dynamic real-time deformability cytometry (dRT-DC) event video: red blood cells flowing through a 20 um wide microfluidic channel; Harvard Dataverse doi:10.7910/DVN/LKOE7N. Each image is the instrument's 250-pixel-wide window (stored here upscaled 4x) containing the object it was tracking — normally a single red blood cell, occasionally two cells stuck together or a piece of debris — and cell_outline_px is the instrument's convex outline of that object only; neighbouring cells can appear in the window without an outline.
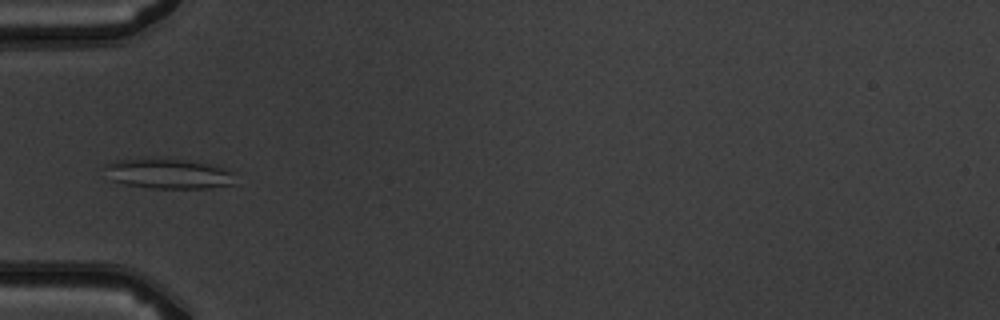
{"species": "common noctule bat (a hibernating species)", "species_latin": "Nyctalus noctula", "temperature_condition": "warm", "stored_images_in_passage": 4, "camera_frame_rate_fps": 3000, "um_per_image_px": 0.085, "animal": {"sex": "male", "body_mass_g": 19.5, "forearm_length_mm": 54.6}, "frame": {"image": 1, "passage_image": 4, "time_ms": 4.333, "image_size_px": [1000, 320], "cell_outline_px": [[236, 184], [208, 188], [152, 188], [124, 184], [112, 180], [104, 168], [104, 164], [116, 160], [144, 156], [168, 156], [208, 164], [224, 168], [232, 172]], "centroid_in_image_um": [14.27, 14.71], "position_along_channel_um": 70.7, "area_um2": 23.7}}